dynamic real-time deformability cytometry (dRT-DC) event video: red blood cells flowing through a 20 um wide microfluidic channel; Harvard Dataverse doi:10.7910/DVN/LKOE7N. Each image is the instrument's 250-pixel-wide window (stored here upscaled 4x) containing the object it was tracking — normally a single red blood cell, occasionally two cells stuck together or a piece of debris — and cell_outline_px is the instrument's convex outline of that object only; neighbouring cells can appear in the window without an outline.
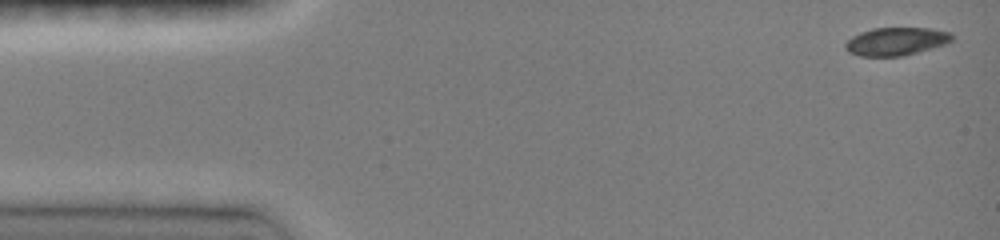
{"species": "common noctule bat (a hibernating species)", "species_latin": "Nyctalus noctula", "temperature_condition": "room temperature", "stored_images_in_passage": 22, "camera_frame_rate_fps": 3000, "um_per_image_px": 0.085, "animal": {"sex": "female", "body_mass_g": 19.0, "forearm_length_mm": 51.5}, "frame": {"image": 1, "passage_image": 1, "time_ms": 0.0, "image_size_px": [1000, 240], "cell_outline_px": [[952, 40], [944, 44], [916, 52], [900, 56], [860, 56], [848, 52], [844, 48], [844, 44], [852, 36], [860, 32], [872, 28], [928, 28], [952, 32]], "centroid_in_image_um": [76.12, 3.51], "position_along_channel_um": 8.9, "area_um2": 17.28}}
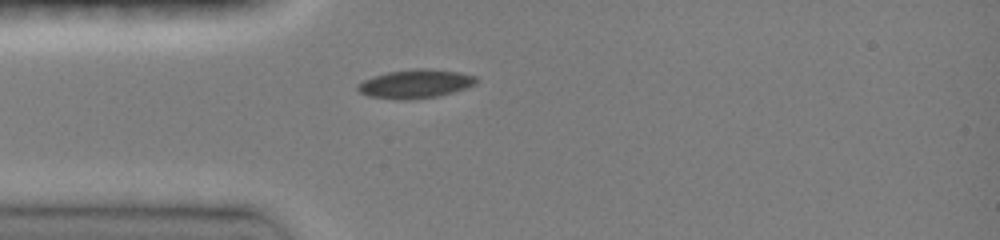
{"frame": {"image": 2, "passage_image": 7, "time_ms": 3.667, "image_size_px": [1000, 240], "cell_outline_px": [[480, 80], [476, 84], [440, 96], [408, 100], [400, 100], [368, 96], [360, 92], [356, 88], [356, 84], [364, 80], [388, 72], [420, 68], [424, 68], [460, 72], [476, 76]], "centroid_in_image_um": [35.33, 7.13], "position_along_channel_um": 49.7, "area_um2": 19.83}}